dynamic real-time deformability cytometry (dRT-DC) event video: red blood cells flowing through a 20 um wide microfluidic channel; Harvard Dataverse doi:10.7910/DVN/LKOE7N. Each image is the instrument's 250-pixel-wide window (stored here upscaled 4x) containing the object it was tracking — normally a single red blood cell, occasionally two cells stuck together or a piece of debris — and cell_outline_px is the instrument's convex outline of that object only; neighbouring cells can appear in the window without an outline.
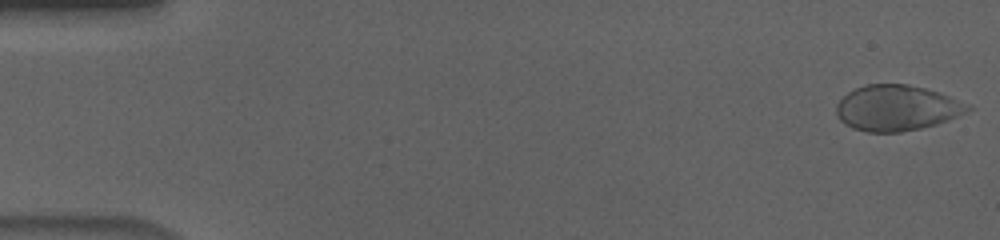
{"species": "human", "species_latin": "Homo sapiens", "temperature_condition": "cold", "stored_images_in_passage": 56, "camera_frame_rate_fps": 3000, "um_per_image_px": 0.085, "donor": {"sex": "male"}, "frame": {"image": 1, "passage_image": 1, "time_ms": 0.0, "image_size_px": [1000, 240], "cell_outline_px": [[972, 108], [948, 120], [936, 124], [920, 128], [900, 132], [868, 132], [852, 128], [844, 124], [836, 116], [836, 104], [848, 92], [864, 84], [908, 84], [924, 88], [972, 104]], "centroid_in_image_um": [76.19, 9.18], "position_along_channel_um": 8.8, "area_um2": 34.85}}
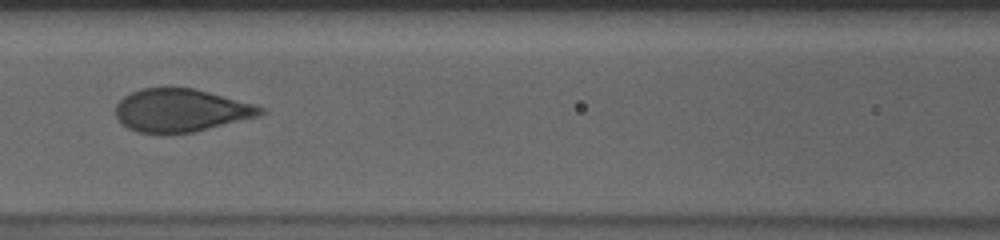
{"frame": {"image": 2, "passage_image": 25, "time_ms": 8.0, "image_size_px": [1000, 240], "cell_outline_px": [[264, 112], [260, 116], [192, 132], [136, 132], [128, 128], [116, 116], [116, 104], [124, 96], [140, 88], [196, 88], [256, 104], [264, 108]], "centroid_in_image_um": [15.41, 9.36], "position_along_channel_um": 151.2, "area_um2": 35.95}}
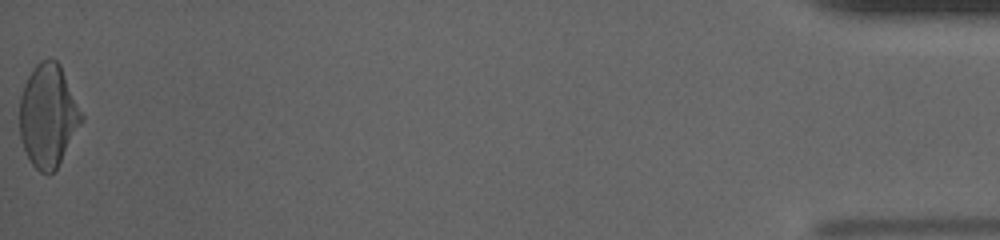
{"frame": {"image": 3, "passage_image": 56, "time_ms": 18.333, "image_size_px": [1000, 240], "cell_outline_px": [[84, 120], [56, 168], [48, 176], [40, 172], [32, 164], [20, 140], [20, 96], [24, 84], [32, 68], [40, 60], [48, 56], [56, 60], [60, 64], [84, 116]], "centroid_in_image_um": [4.09, 9.8], "position_along_channel_um": 431.1, "area_um2": 37.22}, "authors_computed_cell_mechanics": {"area_um2": 36.6452, "velocity_mm_per_s": 3.6405, "shape_relaxation_time_tau1_ms": 4.7898, "shape_relaxation_time_tau2_ms": null, "deformation_change_tau1": 0.1903, "deformation_change_tau2": null}}